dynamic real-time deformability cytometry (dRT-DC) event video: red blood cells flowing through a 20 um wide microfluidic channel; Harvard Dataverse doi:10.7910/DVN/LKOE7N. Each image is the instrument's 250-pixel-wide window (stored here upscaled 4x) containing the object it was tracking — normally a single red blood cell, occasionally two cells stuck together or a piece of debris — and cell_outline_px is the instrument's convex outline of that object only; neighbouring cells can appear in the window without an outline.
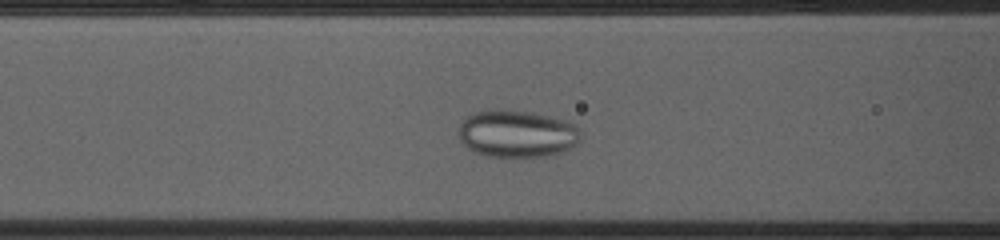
{"species": "common noctule bat (a hibernating species)", "species_latin": "Nyctalus noctula", "temperature_condition": "cold", "stored_images_in_passage": 37, "camera_frame_rate_fps": 3000, "um_per_image_px": 0.085, "animal": {"sex": "female", "body_mass_g": 23.0, "forearm_length_mm": 53.4}, "frame": {"image": 1, "passage_image": 14, "time_ms": 4.333, "image_size_px": [1000, 240], "cell_outline_px": [[580, 140], [576, 144], [564, 152], [532, 160], [488, 156], [472, 152], [460, 140], [456, 132], [464, 116], [472, 112], [488, 108], [532, 112], [552, 116], [568, 120], [580, 132]], "centroid_in_image_um": [43.9, 11.39], "position_along_channel_um": 122.7, "area_um2": 35.14}}
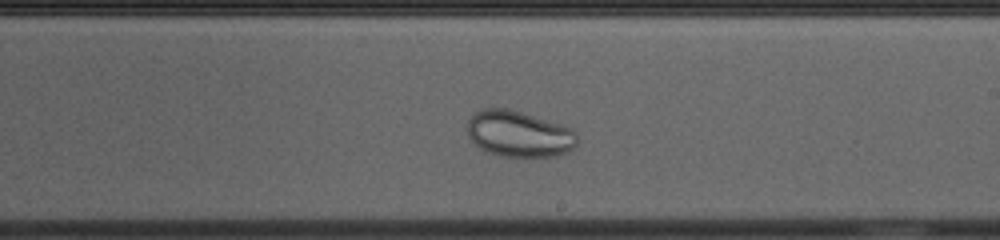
{"frame": {"image": 2, "passage_image": 24, "time_ms": 7.667, "image_size_px": [1000, 240], "cell_outline_px": [[576, 144], [568, 152], [556, 156], [500, 156], [488, 152], [480, 148], [468, 136], [468, 120], [476, 112], [484, 108], [508, 108], [572, 128], [576, 132]], "centroid_in_image_um": [44.11, 11.38], "position_along_channel_um": 244.9, "area_um2": 29.25}}
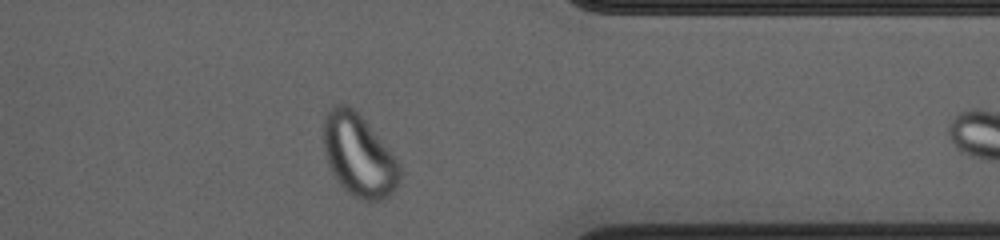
{"frame": {"image": 3, "passage_image": 36, "time_ms": 11.667, "image_size_px": [1000, 240], "cell_outline_px": [[400, 176], [392, 192], [388, 196], [380, 200], [364, 200], [352, 196], [336, 180], [328, 164], [324, 152], [324, 120], [328, 112], [336, 104], [348, 104], [368, 124], [388, 148], [400, 164]], "centroid_in_image_um": [30.48, 13.22], "position_along_channel_um": 380.9, "area_um2": 35.95}}